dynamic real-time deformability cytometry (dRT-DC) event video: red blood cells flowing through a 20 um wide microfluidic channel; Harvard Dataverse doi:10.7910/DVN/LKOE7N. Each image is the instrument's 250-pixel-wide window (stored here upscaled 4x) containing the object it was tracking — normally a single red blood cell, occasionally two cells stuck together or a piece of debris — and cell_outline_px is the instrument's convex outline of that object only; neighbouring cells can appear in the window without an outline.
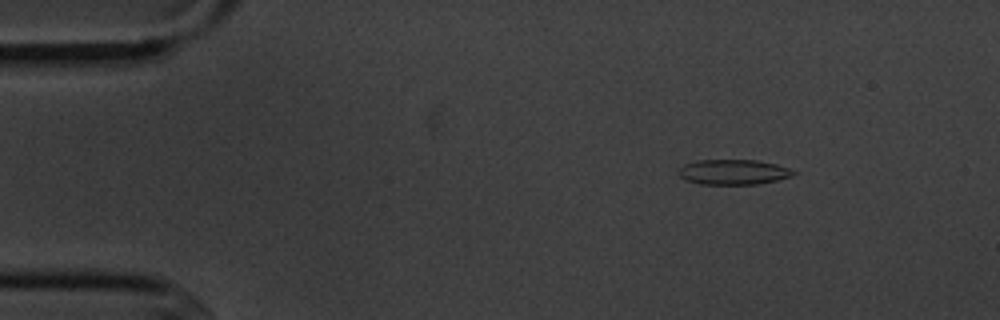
{"species": "common noctule bat (a hibernating species)", "species_latin": "Nyctalus noctula", "temperature_condition": "cold", "stored_images_in_passage": 4, "camera_frame_rate_fps": 3000, "um_per_image_px": 0.085, "animal": {"sex": "male", "body_mass_g": 20.1, "forearm_length_mm": 53.5}, "frame": {"image": 1, "passage_image": 2, "time_ms": 1.333, "image_size_px": [1000, 320], "cell_outline_px": [[796, 172], [792, 176], [760, 184], [700, 184], [688, 180], [680, 176], [676, 172], [684, 164], [696, 160], [756, 160], [776, 164], [788, 168]], "centroid_in_image_um": [62.32, 14.62], "position_along_channel_um": 22.7, "area_um2": 16.76}}